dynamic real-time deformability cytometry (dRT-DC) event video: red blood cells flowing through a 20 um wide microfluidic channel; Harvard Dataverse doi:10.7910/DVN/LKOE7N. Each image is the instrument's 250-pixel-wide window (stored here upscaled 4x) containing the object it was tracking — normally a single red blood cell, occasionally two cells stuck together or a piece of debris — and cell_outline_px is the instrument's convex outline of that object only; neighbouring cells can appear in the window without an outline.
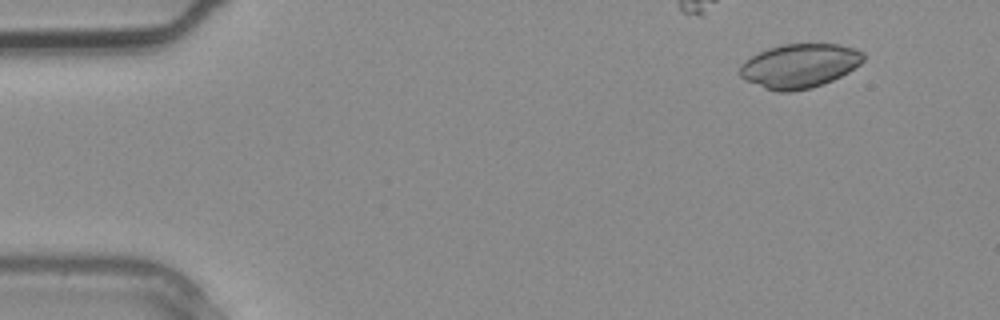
{"species": "common noctule bat (a hibernating species)", "species_latin": "Nyctalus noctula", "temperature_condition": "warm", "stored_images_in_passage": 3, "camera_frame_rate_fps": 3000, "um_per_image_px": 0.085, "animal": {"sex": "male", "body_mass_g": 20.4}, "frame": {"image": 1, "passage_image": 1, "time_ms": 0.0, "image_size_px": [1000, 320], "cell_outline_px": [[864, 60], [860, 64], [848, 72], [832, 80], [812, 88], [788, 92], [780, 92], [764, 88], [744, 80], [740, 76], [740, 64], [744, 60], [768, 48], [780, 44], [840, 44], [864, 52]], "centroid_in_image_um": [67.94, 5.6], "position_along_channel_um": 17.1, "area_um2": 31.79}}